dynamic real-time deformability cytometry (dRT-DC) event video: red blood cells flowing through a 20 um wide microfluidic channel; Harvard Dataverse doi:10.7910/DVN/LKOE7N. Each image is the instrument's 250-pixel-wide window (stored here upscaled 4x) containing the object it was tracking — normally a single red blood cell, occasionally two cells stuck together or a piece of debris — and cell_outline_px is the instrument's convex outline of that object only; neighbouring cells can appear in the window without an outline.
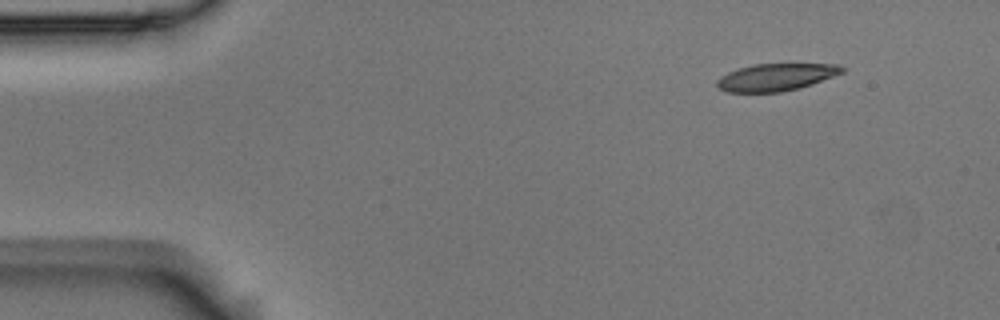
{"species": "Egyptian fruit bat (a non-hibernating species)", "species_latin": "Rousettus aegyptiacus", "temperature_condition": "room temperature", "stored_images_in_passage": 5, "camera_frame_rate_fps": 3000, "um_per_image_px": 0.085, "animal": {"sex": "male"}, "frame": {"image": 1, "passage_image": 1, "time_ms": 0.0, "image_size_px": [1000, 320], "cell_outline_px": [[848, 68], [844, 72], [812, 84], [800, 88], [780, 92], [728, 92], [720, 88], [716, 84], [716, 80], [720, 76], [736, 68], [752, 64], [840, 64]], "centroid_in_image_um": [65.98, 6.55], "position_along_channel_um": 19.0, "area_um2": 20.06}}
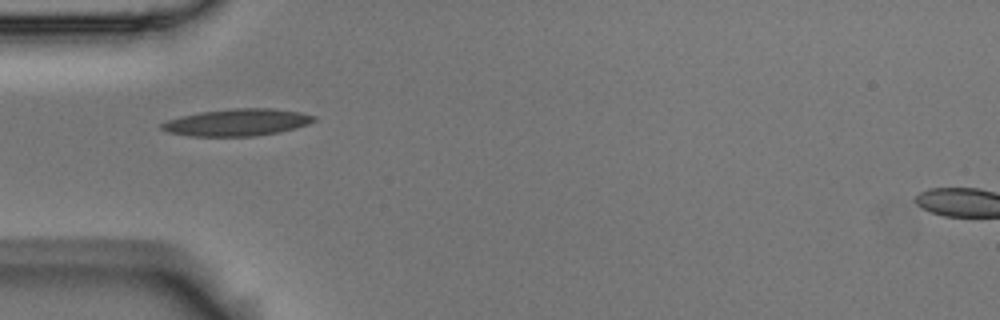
{"frame": {"image": 2, "passage_image": 4, "time_ms": 1.0, "image_size_px": [1000, 320], "cell_outline_px": [[316, 120], [308, 124], [296, 128], [256, 136], [188, 136], [168, 132], [160, 128], [160, 124], [168, 120], [180, 116], [200, 112], [232, 108], [272, 108], [300, 112], [316, 116]], "centroid_in_image_um": [20.15, 10.4], "position_along_channel_um": 64.9, "area_um2": 23.99}}
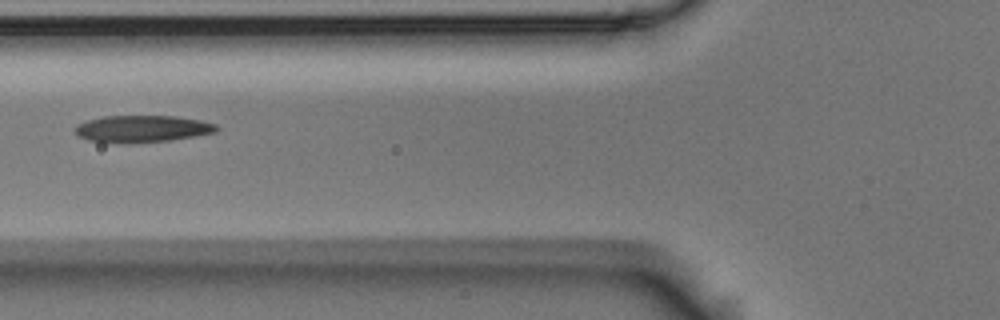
{"frame": {"image": 3, "passage_image": 5, "time_ms": 1.333, "image_size_px": [1000, 320], "cell_outline_px": [[220, 128], [216, 132], [168, 140], [88, 140], [76, 136], [72, 128], [76, 124], [88, 120], [104, 116], [176, 116], [200, 120], [216, 124]], "centroid_in_image_um": [12.08, 10.89], "position_along_channel_um": 113.7, "area_um2": 21.21}}